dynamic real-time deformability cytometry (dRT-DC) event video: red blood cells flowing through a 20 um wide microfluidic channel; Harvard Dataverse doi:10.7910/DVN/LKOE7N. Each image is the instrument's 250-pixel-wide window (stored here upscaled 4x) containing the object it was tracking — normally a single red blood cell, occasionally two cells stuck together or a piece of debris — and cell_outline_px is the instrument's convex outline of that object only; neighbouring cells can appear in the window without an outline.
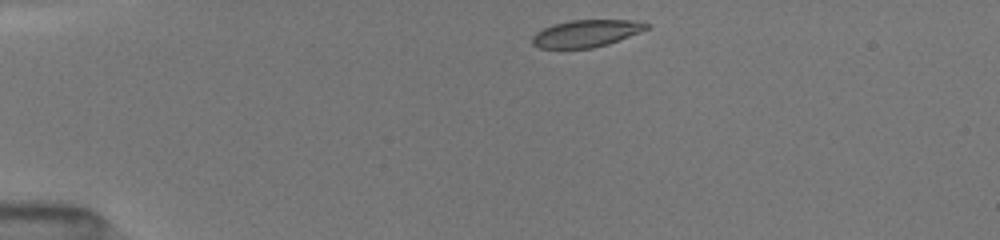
{"species": "common noctule bat (a hibernating species)", "species_latin": "Nyctalus noctula", "temperature_condition": "room temperature", "stored_images_in_passage": 41, "camera_frame_rate_fps": 3000, "um_per_image_px": 0.085, "animal": {"sex": "female", "body_mass_g": 19.5, "forearm_length_mm": 54.1}, "frame": {"image": 1, "passage_image": 1, "time_ms": 0.0, "image_size_px": [1000, 240], "cell_outline_px": [[652, 24], [648, 28], [640, 32], [608, 44], [592, 48], [540, 48], [532, 44], [532, 36], [536, 32], [552, 24], [568, 20], [628, 20]], "centroid_in_image_um": [49.8, 2.83], "position_along_channel_um": 35.2, "area_um2": 18.03}}
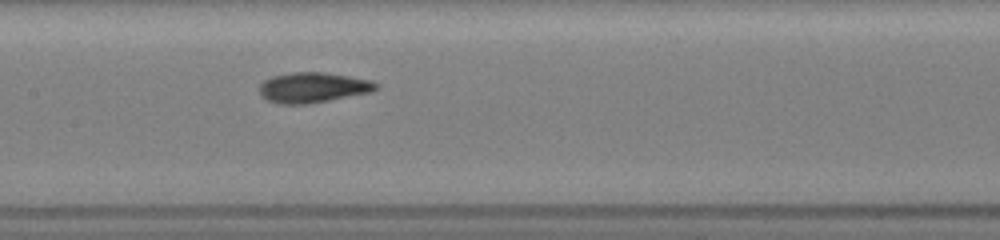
{"frame": {"image": 2, "passage_image": 16, "time_ms": 5.0, "image_size_px": [1000, 240], "cell_outline_px": [[380, 88], [372, 92], [308, 104], [276, 104], [260, 96], [260, 84], [264, 80], [272, 76], [292, 72], [324, 72], [372, 80], [380, 84]], "centroid_in_image_um": [26.62, 7.44], "position_along_channel_um": 180.8, "area_um2": 20.81}}
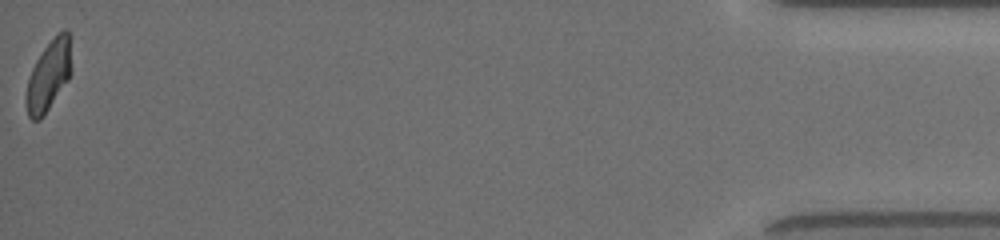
{"frame": {"image": 3, "passage_image": 41, "time_ms": 13.333, "image_size_px": [1000, 240], "cell_outline_px": [[72, 72], [68, 80], [44, 116], [40, 120], [32, 120], [28, 116], [24, 100], [24, 96], [28, 80], [32, 68], [36, 60], [44, 48], [56, 32], [64, 28], [72, 36]], "centroid_in_image_um": [4.17, 6.37], "position_along_channel_um": 431.0, "area_um2": 19.36}, "authors_computed_cell_mechanics": {"area_um2": 19.5364, "velocity_mm_per_s": 4.0384, "shape_relaxation_time_tau1_ms": 2.6964, "shape_relaxation_time_tau2_ms": 1.1455, "deformation_change_tau1": 0.1404, "deformation_change_tau2": 0.0645}}